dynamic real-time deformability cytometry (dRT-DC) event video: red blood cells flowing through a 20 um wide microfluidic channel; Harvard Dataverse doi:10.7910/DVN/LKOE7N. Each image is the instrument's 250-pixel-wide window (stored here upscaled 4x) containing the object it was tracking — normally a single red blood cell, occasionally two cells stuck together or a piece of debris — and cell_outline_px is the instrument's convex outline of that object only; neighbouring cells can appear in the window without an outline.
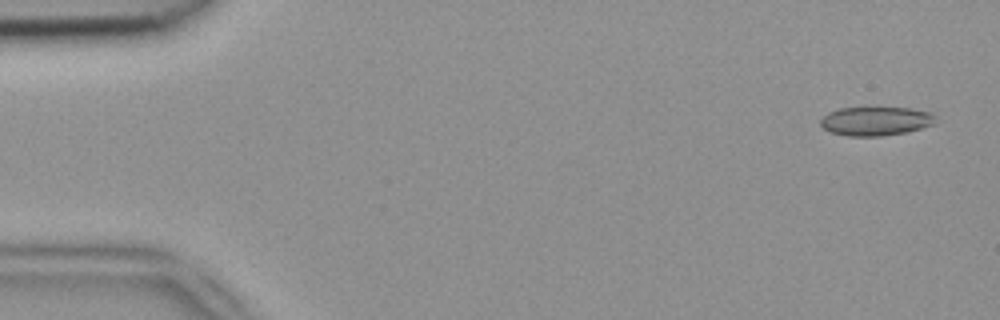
{"species": "common noctule bat (a hibernating species)", "species_latin": "Nyctalus noctula", "temperature_condition": "room temperature", "stored_images_in_passage": 52, "camera_frame_rate_fps": 3000, "um_per_image_px": 0.085, "animal": {"sex": "female", "body_mass_g": 18.4}, "frame": {"image": 1, "passage_image": 3, "time_ms": 0.667, "image_size_px": [1000, 320], "cell_outline_px": [[936, 124], [908, 132], [880, 136], [848, 136], [828, 132], [820, 124], [820, 120], [828, 112], [840, 108], [908, 108], [932, 112], [936, 116]], "centroid_in_image_um": [74.46, 10.3], "position_along_channel_um": 10.5, "area_um2": 19.54}}
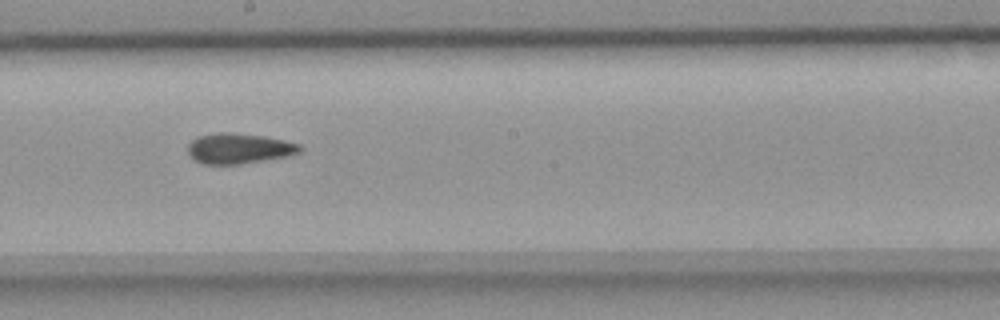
{"frame": {"image": 2, "passage_image": 29, "time_ms": 9.333, "image_size_px": [1000, 320], "cell_outline_px": [[304, 148], [300, 152], [288, 156], [240, 164], [204, 164], [196, 160], [188, 152], [188, 144], [192, 140], [200, 136], [224, 132], [228, 132], [260, 136], [284, 140], [300, 144]], "centroid_in_image_um": [20.35, 12.63], "position_along_channel_um": 227.9, "area_um2": 19.54}}
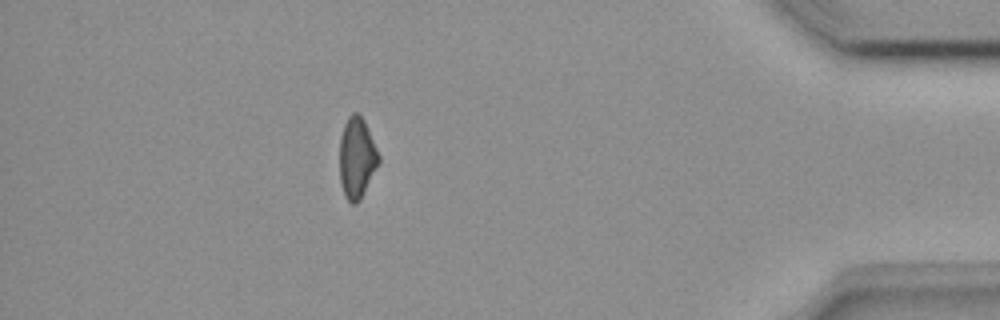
{"frame": {"image": 3, "passage_image": 46, "time_ms": 15.0, "image_size_px": [1000, 320], "cell_outline_px": [[380, 160], [360, 200], [356, 204], [352, 204], [344, 196], [340, 184], [340, 136], [344, 124], [348, 116], [352, 112], [356, 112], [364, 120], [380, 156]], "centroid_in_image_um": [30.31, 13.42], "position_along_channel_um": 404.9, "area_um2": 18.38}}